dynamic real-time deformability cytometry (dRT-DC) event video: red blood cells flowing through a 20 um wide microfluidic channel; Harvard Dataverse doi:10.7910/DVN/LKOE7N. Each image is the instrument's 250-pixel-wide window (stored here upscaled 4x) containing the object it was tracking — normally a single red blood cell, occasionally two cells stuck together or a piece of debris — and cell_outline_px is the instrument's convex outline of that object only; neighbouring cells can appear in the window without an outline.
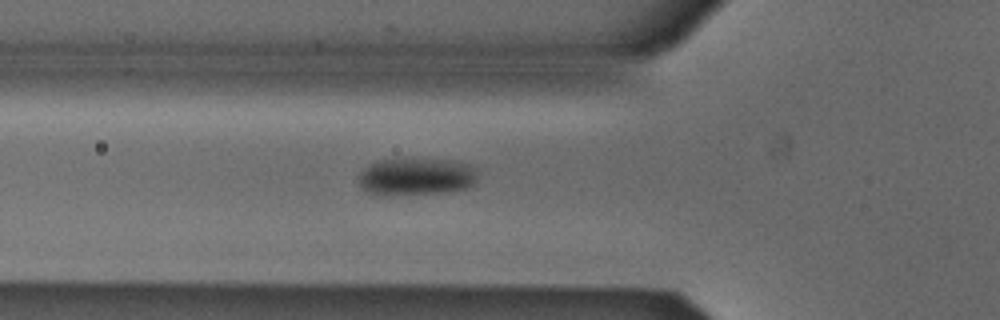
{"species": "Egyptian fruit bat (a non-hibernating species)", "species_latin": "Rousettus aegyptiacus", "temperature_condition": "cold", "stored_images_in_passage": 43, "camera_frame_rate_fps": 3000, "um_per_image_px": 0.085, "animal": {"sex": "male"}, "frame": {"image": 1, "passage_image": 11, "time_ms": 3.333, "image_size_px": [1000, 320], "cell_outline_px": [[476, 180], [468, 188], [440, 192], [388, 196], [384, 196], [368, 192], [360, 188], [356, 176], [364, 168], [376, 160], [400, 156], [452, 160], [468, 164], [476, 168]], "centroid_in_image_um": [35.29, 14.97], "position_along_channel_um": 90.5, "area_um2": 27.05}}
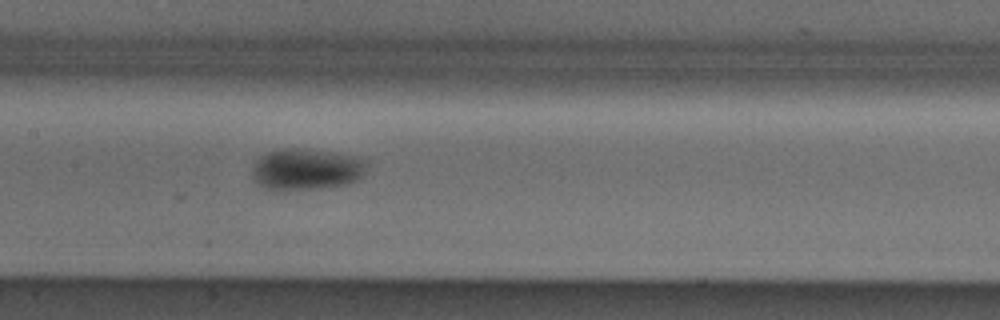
{"frame": {"image": 2, "passage_image": 18, "time_ms": 5.667, "image_size_px": [1000, 320], "cell_outline_px": [[368, 164], [364, 172], [356, 180], [344, 184], [316, 188], [272, 192], [264, 188], [252, 180], [252, 164], [260, 156], [268, 152], [284, 148], [296, 148], [332, 152], [356, 156], [368, 160]], "centroid_in_image_um": [25.97, 14.4], "position_along_channel_um": 181.4, "area_um2": 28.03}}
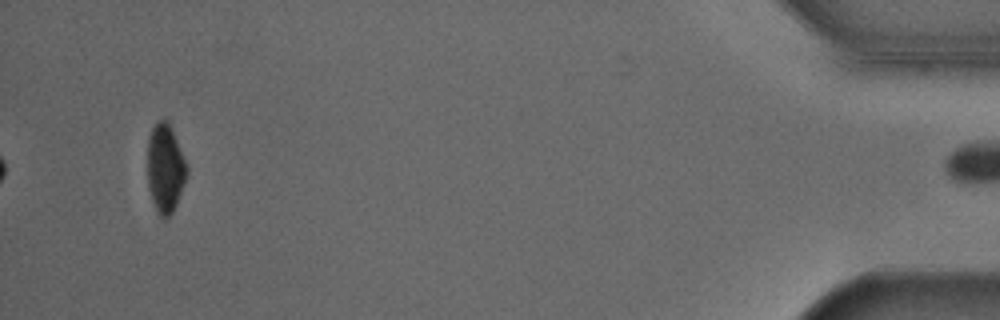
{"frame": {"image": 3, "passage_image": 43, "time_ms": 14.0, "image_size_px": [1000, 320], "cell_outline_px": [[188, 172], [184, 184], [176, 204], [172, 212], [168, 216], [160, 216], [152, 200], [148, 188], [148, 136], [152, 128], [160, 120], [168, 116], [188, 168]], "centroid_in_image_um": [14.05, 14.23], "position_along_channel_um": 421.1, "area_um2": 20.35}}